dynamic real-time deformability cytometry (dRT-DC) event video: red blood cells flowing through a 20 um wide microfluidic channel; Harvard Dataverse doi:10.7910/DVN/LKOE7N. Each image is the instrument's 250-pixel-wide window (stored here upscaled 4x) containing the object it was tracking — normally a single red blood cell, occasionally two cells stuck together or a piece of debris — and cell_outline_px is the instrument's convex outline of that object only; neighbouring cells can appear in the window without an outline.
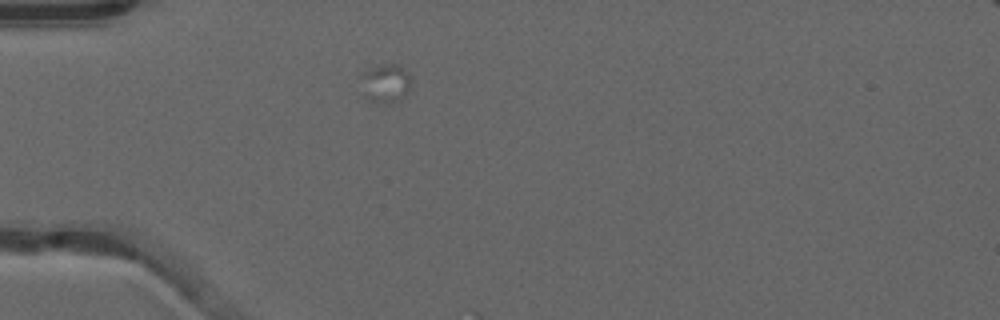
{"species": "common noctule bat (a hibernating species)", "species_latin": "Nyctalus noctula", "temperature_condition": "warm", "stored_images_in_passage": 4, "camera_frame_rate_fps": 3000, "um_per_image_px": 0.085, "animal": {"sex": "male", "forearm_length_mm": 52.5}, "frame": {"image": 1, "passage_image": 2, "time_ms": 0.333, "image_size_px": [1000, 320], "cell_outline_px": [[412, 88], [408, 96], [392, 104], [376, 104], [360, 96], [364, 72], [372, 68], [384, 64], [400, 64], [408, 72], [412, 84]], "centroid_in_image_um": [32.82, 7.16], "position_along_channel_um": 52.2, "area_um2": 12.02}}